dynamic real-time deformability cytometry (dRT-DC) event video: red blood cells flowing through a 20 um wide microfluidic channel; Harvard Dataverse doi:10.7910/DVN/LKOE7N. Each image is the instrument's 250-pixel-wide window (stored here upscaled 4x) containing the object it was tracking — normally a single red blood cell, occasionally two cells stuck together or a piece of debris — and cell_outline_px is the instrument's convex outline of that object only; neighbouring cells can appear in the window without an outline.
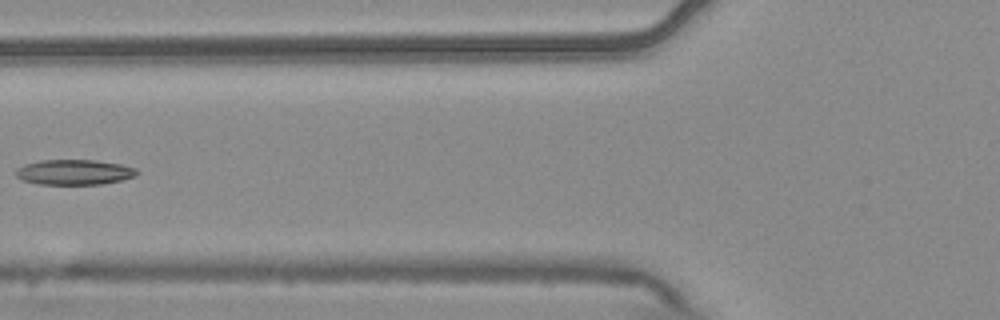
{"species": "common noctule bat (a hibernating species)", "species_latin": "Nyctalus noctula", "temperature_condition": "warm", "stored_images_in_passage": 8, "camera_frame_rate_fps": 3000, "um_per_image_px": 0.085, "animal": {"sex": "male", "body_mass_g": 20.4}, "frame": {"image": 1, "passage_image": 7, "time_ms": 2.0, "image_size_px": [1000, 320], "cell_outline_px": [[136, 176], [120, 180], [100, 184], [40, 184], [20, 180], [16, 176], [16, 168], [24, 164], [40, 160], [96, 160], [120, 164], [136, 168]], "centroid_in_image_um": [6.26, 14.63], "position_along_channel_um": 119.5, "area_um2": 17.74}}
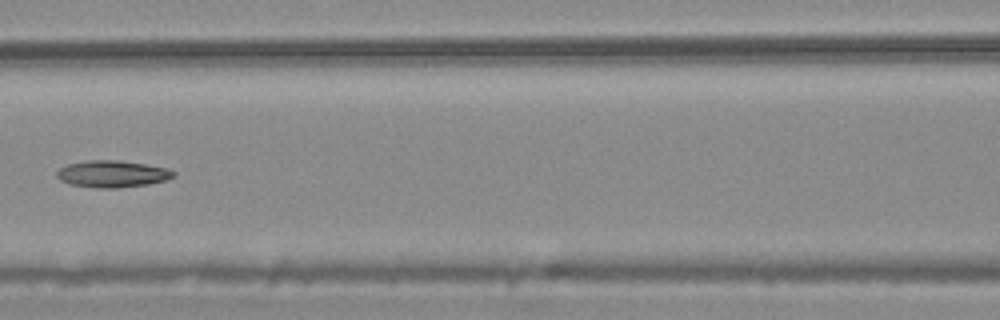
{"frame": {"image": 2, "passage_image": 8, "time_ms": 2.333, "image_size_px": [1000, 320], "cell_outline_px": [[176, 176], [164, 180], [148, 184], [116, 188], [96, 188], [68, 184], [60, 180], [56, 176], [56, 172], [60, 168], [68, 164], [88, 160], [120, 160], [168, 168], [176, 172]], "centroid_in_image_um": [9.53, 14.78], "position_along_channel_um": 157.1, "area_um2": 18.32}}